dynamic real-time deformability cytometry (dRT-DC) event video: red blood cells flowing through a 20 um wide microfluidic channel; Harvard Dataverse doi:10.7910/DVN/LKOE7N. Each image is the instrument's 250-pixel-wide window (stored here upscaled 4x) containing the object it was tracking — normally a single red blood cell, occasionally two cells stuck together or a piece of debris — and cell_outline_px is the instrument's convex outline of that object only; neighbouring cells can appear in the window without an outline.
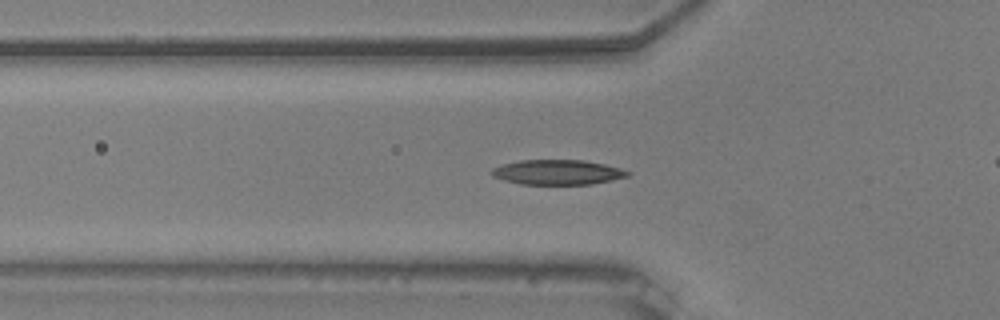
{"species": "common noctule bat (a hibernating species)", "species_latin": "Nyctalus noctula", "temperature_condition": "warm", "stored_images_in_passage": 39, "camera_frame_rate_fps": 3000, "um_per_image_px": 0.085, "animal": {"sex": "male", "body_mass_g": 20.5, "forearm_length_mm": 52.5}, "frame": {"image": 1, "passage_image": 18, "time_ms": 5.667, "image_size_px": [1000, 320], "cell_outline_px": [[632, 172], [628, 176], [612, 180], [592, 184], [520, 184], [504, 180], [492, 176], [488, 172], [492, 168], [504, 164], [520, 160], [584, 160], [604, 164], [620, 168]], "centroid_in_image_um": [47.38, 14.64], "position_along_channel_um": 78.4, "area_um2": 19.77}}
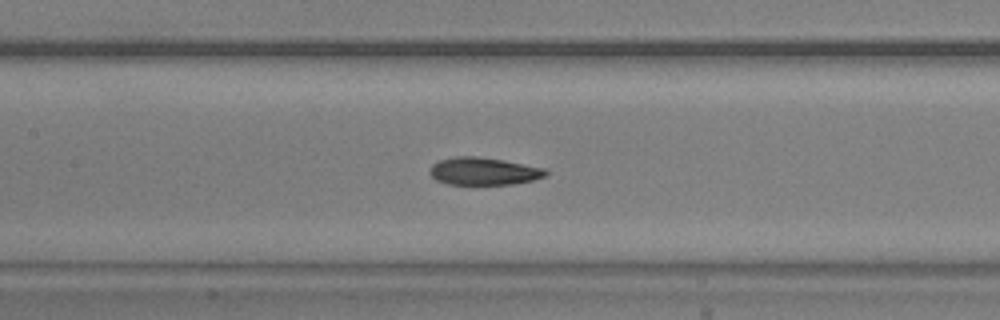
{"frame": {"image": 2, "passage_image": 25, "time_ms": 8.0, "image_size_px": [1000, 320], "cell_outline_px": [[548, 172], [544, 176], [532, 180], [512, 184], [448, 184], [436, 180], [428, 172], [432, 164], [440, 160], [456, 156], [476, 156], [504, 160], [544, 168]], "centroid_in_image_um": [41.07, 14.55], "position_along_channel_um": 166.3, "area_um2": 18.5}}
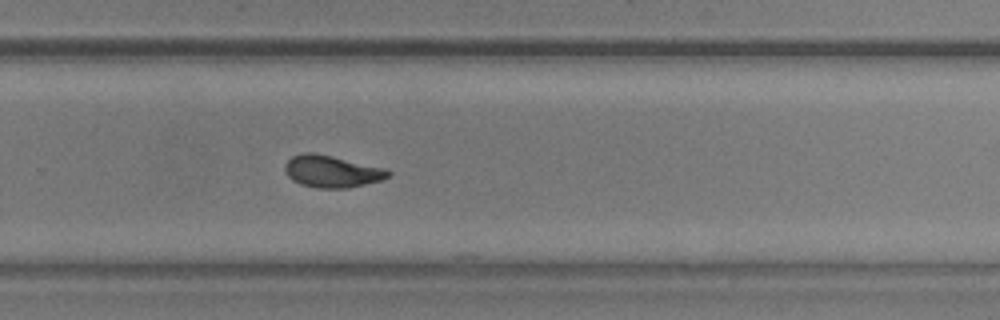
{"frame": {"image": 3, "passage_image": 36, "time_ms": 11.667, "image_size_px": [1000, 320], "cell_outline_px": [[392, 172], [388, 176], [380, 180], [348, 188], [316, 188], [300, 184], [292, 180], [288, 176], [284, 168], [284, 164], [292, 156], [304, 152], [312, 152], [332, 156], [384, 168]], "centroid_in_image_um": [28.16, 14.57], "position_along_channel_um": 301.6, "area_um2": 19.13}}